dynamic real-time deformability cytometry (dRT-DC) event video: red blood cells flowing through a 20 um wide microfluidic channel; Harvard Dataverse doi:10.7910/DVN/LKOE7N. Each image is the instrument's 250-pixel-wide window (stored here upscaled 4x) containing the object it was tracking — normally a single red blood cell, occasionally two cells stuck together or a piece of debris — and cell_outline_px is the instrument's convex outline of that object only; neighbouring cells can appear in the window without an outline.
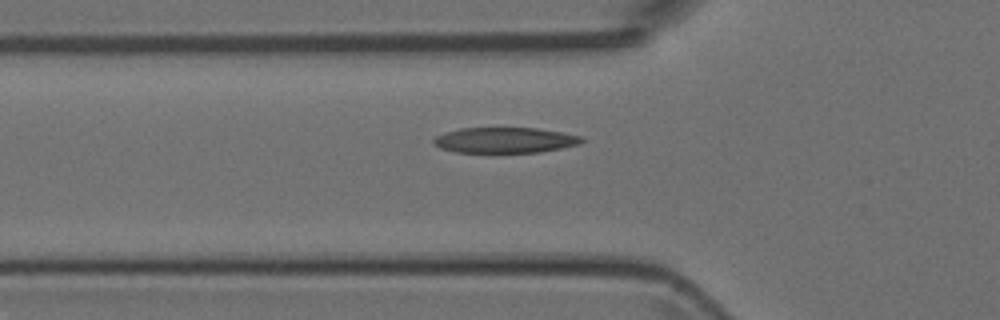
{"species": "Egyptian fruit bat (a non-hibernating species)", "species_latin": "Rousettus aegyptiacus", "temperature_condition": "room temperature", "stored_images_in_passage": 32, "camera_frame_rate_fps": 3000, "um_per_image_px": 0.085, "animal": {"sex": "female"}, "frame": {"image": 1, "passage_image": 2, "time_ms": 0.333, "image_size_px": [1000, 320], "cell_outline_px": [[584, 140], [580, 144], [540, 152], [456, 152], [440, 148], [432, 144], [432, 140], [436, 136], [460, 128], [536, 128], [584, 136]], "centroid_in_image_um": [42.92, 11.91], "position_along_channel_um": 82.9, "area_um2": 21.96}}
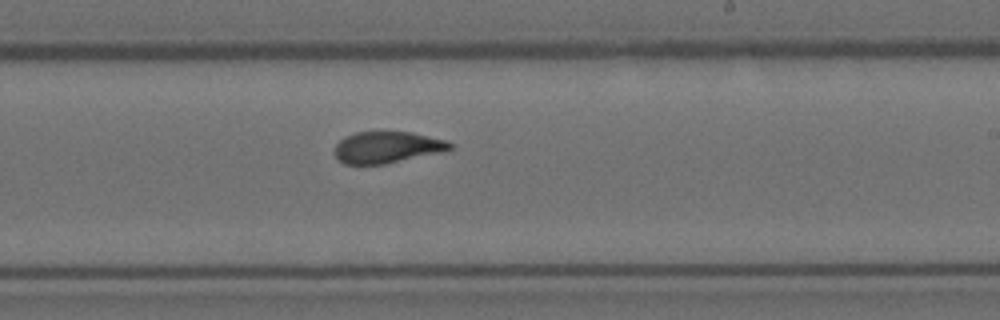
{"frame": {"image": 2, "passage_image": 15, "time_ms": 4.667, "image_size_px": [1000, 320], "cell_outline_px": [[456, 144], [452, 148], [440, 152], [384, 164], [344, 164], [332, 152], [336, 144], [344, 136], [356, 132], [412, 132], [448, 140]], "centroid_in_image_um": [32.9, 12.51], "position_along_channel_um": 256.1, "area_um2": 21.27}}
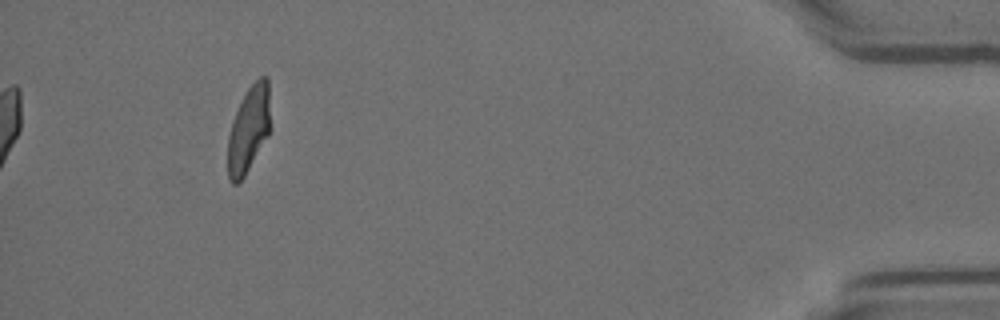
{"frame": {"image": 3, "passage_image": 32, "time_ms": 10.333, "image_size_px": [1000, 320], "cell_outline_px": [[272, 128], [268, 136], [244, 176], [236, 184], [232, 184], [228, 180], [228, 136], [232, 120], [248, 88], [260, 76], [268, 76]], "centroid_in_image_um": [21.18, 10.97], "position_along_channel_um": 414.0, "area_um2": 21.68}}